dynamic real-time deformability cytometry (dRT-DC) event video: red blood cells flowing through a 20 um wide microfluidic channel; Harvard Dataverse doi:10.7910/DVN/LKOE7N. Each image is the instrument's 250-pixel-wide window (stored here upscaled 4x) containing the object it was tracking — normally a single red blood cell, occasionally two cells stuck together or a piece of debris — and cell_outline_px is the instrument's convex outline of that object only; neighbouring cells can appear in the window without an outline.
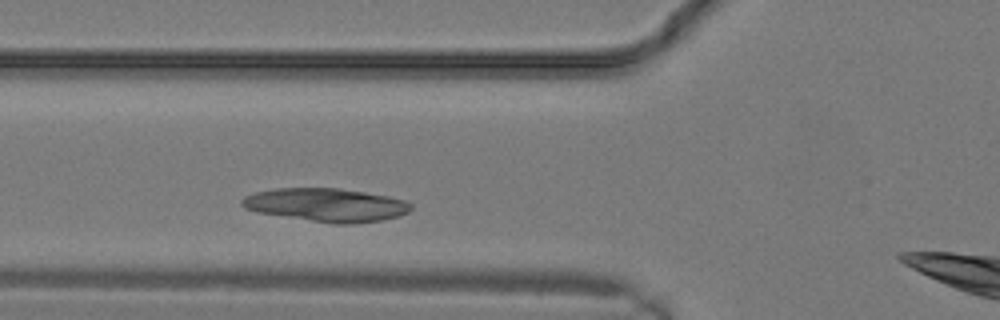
{"species": "common noctule bat (a hibernating species)", "species_latin": "Nyctalus noctula", "temperature_condition": "warm", "stored_images_in_passage": 4, "camera_frame_rate_fps": 3000, "um_per_image_px": 0.085, "animal": {"sex": "male", "body_mass_g": 19.2, "forearm_length_mm": 51.8}, "frame": {"image": 1, "passage_image": 3, "time_ms": 0.667, "image_size_px": [1000, 320], "cell_outline_px": [[412, 208], [408, 212], [400, 216], [380, 220], [348, 224], [340, 224], [312, 220], [260, 212], [248, 208], [240, 204], [240, 200], [244, 196], [256, 192], [280, 188], [336, 188], [364, 192], [388, 196], [404, 200], [412, 204]], "centroid_in_image_um": [27.78, 17.41], "position_along_channel_um": 98.0, "area_um2": 32.19}}